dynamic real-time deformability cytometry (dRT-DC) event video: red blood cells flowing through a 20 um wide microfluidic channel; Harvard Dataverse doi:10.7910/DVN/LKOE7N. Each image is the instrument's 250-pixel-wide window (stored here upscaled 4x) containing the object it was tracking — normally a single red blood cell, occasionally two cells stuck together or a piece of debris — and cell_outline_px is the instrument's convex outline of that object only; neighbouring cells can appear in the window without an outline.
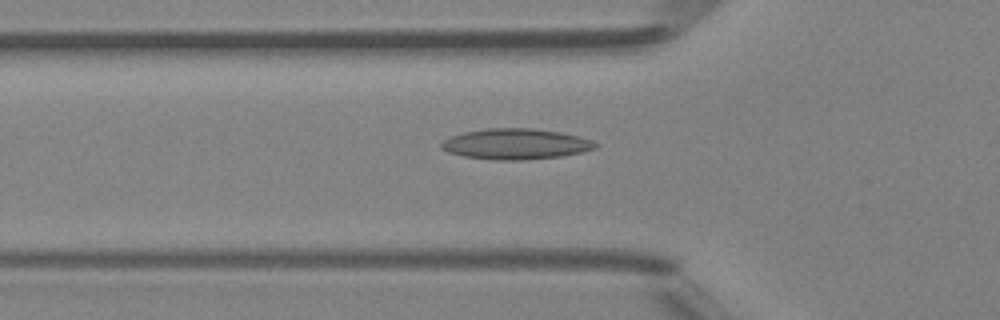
{"species": "Egyptian fruit bat (a non-hibernating species)", "species_latin": "Rousettus aegyptiacus", "temperature_condition": "room temperature", "stored_images_in_passage": 39, "camera_frame_rate_fps": 3000, "um_per_image_px": 0.085, "animal": {"sex": "female"}, "frame": {"image": 1, "passage_image": 7, "time_ms": 2.0, "image_size_px": [1000, 320], "cell_outline_px": [[600, 144], [596, 148], [580, 152], [560, 156], [524, 160], [492, 160], [464, 156], [448, 152], [440, 148], [440, 144], [448, 136], [464, 132], [488, 128], [532, 128], [560, 132], [592, 140]], "centroid_in_image_um": [43.8, 12.24], "position_along_channel_um": 82.0, "area_um2": 27.57}}
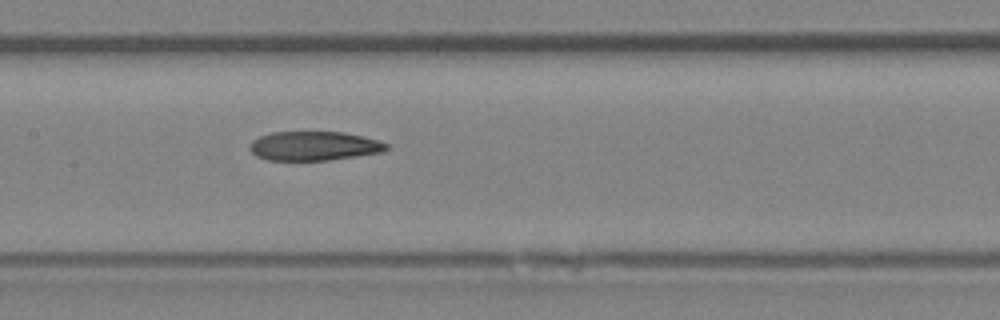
{"frame": {"image": 2, "passage_image": 14, "time_ms": 4.333, "image_size_px": [1000, 320], "cell_outline_px": [[388, 148], [384, 152], [328, 160], [268, 160], [256, 156], [248, 148], [248, 144], [252, 140], [260, 136], [272, 132], [344, 132], [380, 140], [388, 144]], "centroid_in_image_um": [26.68, 12.4], "position_along_channel_um": 180.7, "area_um2": 23.35}}
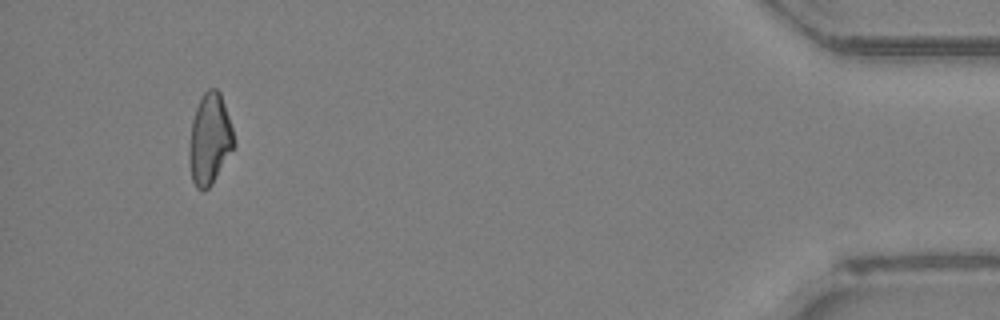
{"frame": {"image": 3, "passage_image": 36, "time_ms": 11.667, "image_size_px": [1000, 320], "cell_outline_px": [[236, 144], [212, 184], [204, 192], [200, 192], [196, 188], [192, 180], [188, 156], [188, 152], [192, 120], [196, 108], [204, 92], [208, 88], [216, 88], [220, 92], [232, 128]], "centroid_in_image_um": [17.81, 11.87], "position_along_channel_um": 417.4, "area_um2": 23.76}}